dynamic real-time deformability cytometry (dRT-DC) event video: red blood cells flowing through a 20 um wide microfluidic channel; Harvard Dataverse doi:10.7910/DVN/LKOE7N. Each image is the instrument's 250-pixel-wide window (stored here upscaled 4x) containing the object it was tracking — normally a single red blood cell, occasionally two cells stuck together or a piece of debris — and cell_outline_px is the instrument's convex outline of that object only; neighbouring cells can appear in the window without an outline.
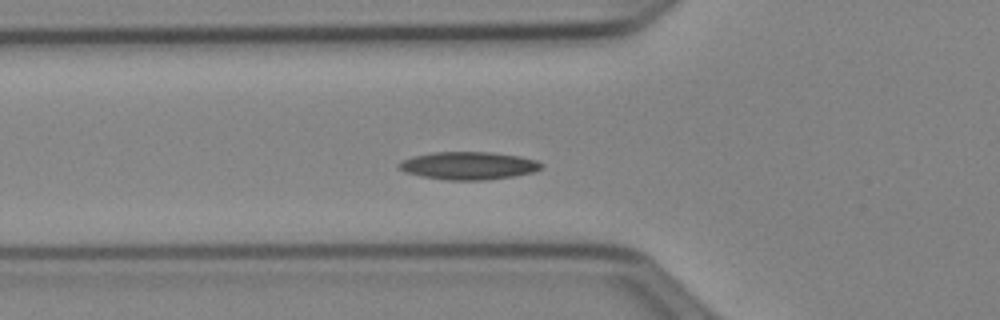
{"species": "Egyptian fruit bat (a non-hibernating species)", "species_latin": "Rousettus aegyptiacus", "temperature_condition": "cold", "stored_images_in_passage": 36, "camera_frame_rate_fps": 3000, "um_per_image_px": 0.085, "animal": {"sex": "female"}, "frame": {"image": 1, "passage_image": 2, "time_ms": 0.333, "image_size_px": [1000, 320], "cell_outline_px": [[544, 164], [540, 168], [532, 172], [512, 176], [488, 180], [448, 180], [420, 176], [404, 172], [396, 164], [404, 160], [416, 156], [432, 152], [492, 152], [520, 156], [536, 160]], "centroid_in_image_um": [39.83, 14.08], "position_along_channel_um": 86.0, "area_um2": 22.95}}
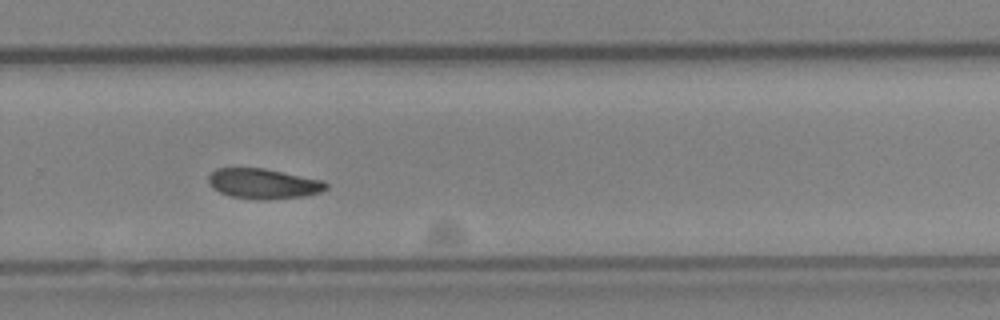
{"frame": {"image": 2, "passage_image": 19, "time_ms": 6.0, "image_size_px": [1000, 320], "cell_outline_px": [[328, 188], [320, 192], [304, 196], [268, 200], [256, 200], [228, 196], [212, 188], [208, 184], [208, 176], [216, 168], [264, 168], [324, 180], [328, 184]], "centroid_in_image_um": [22.38, 15.62], "position_along_channel_um": 307.4, "area_um2": 20.98}}
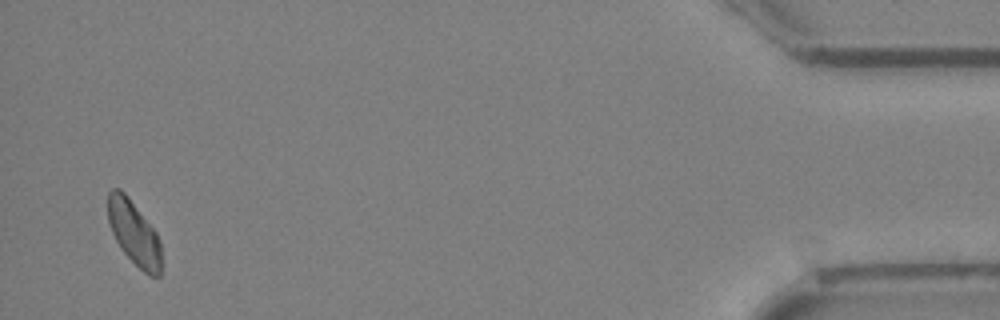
{"frame": {"image": 3, "passage_image": 34, "time_ms": 11.0, "image_size_px": [1000, 320], "cell_outline_px": [[160, 276], [148, 276], [120, 248], [112, 232], [108, 220], [108, 192], [112, 188], [120, 188], [128, 196], [156, 232], [160, 240]], "centroid_in_image_um": [11.38, 19.78], "position_along_channel_um": 423.8, "area_um2": 19.77}}